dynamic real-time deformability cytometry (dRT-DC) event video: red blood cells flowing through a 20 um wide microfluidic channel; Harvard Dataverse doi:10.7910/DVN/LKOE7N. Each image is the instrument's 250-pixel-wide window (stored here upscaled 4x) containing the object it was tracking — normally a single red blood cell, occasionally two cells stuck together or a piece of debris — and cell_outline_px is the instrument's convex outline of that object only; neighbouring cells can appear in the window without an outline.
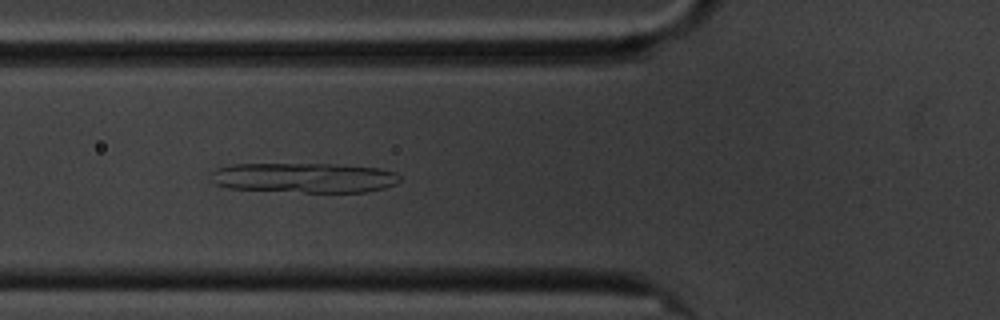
{"species": "common noctule bat (a hibernating species)", "species_latin": "Nyctalus noctula", "temperature_condition": "cold", "stored_images_in_passage": 58, "camera_frame_rate_fps": 3000, "um_per_image_px": 0.085, "animal": {"sex": "male", "body_mass_g": 20.1, "forearm_length_mm": 53.5}, "frame": {"image": 1, "passage_image": 21, "time_ms": 6.667, "image_size_px": [1000, 320], "cell_outline_px": [[400, 180], [396, 184], [384, 188], [364, 192], [304, 192], [228, 188], [216, 184], [212, 180], [208, 172], [216, 168], [228, 164], [332, 164], [380, 168], [396, 172], [400, 176]], "centroid_in_image_um": [25.82, 15.1], "position_along_channel_um": 100.0, "area_um2": 33.18}}